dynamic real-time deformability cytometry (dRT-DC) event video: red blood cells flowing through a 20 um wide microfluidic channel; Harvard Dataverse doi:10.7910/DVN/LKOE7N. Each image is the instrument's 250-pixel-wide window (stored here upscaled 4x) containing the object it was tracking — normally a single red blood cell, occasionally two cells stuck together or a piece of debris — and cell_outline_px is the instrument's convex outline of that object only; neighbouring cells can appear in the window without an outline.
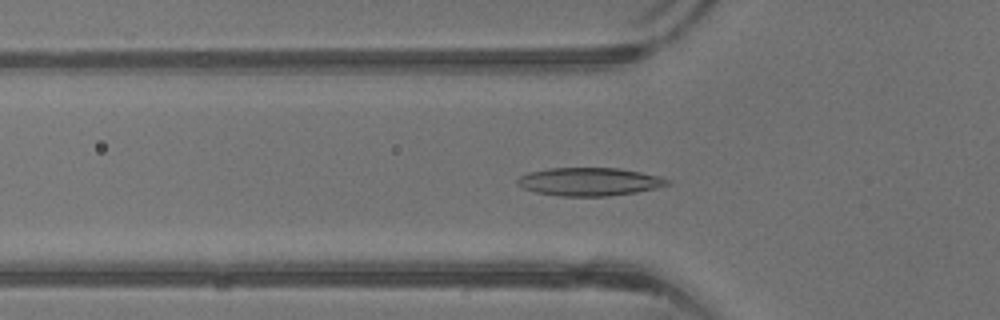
{"species": "common noctule bat (a hibernating species)", "species_latin": "Nyctalus noctula", "temperature_condition": "warm", "stored_images_in_passage": 37, "camera_frame_rate_fps": 3000, "um_per_image_px": 0.085, "animal": {"sex": "male", "body_mass_g": 13.3}, "frame": {"image": 1, "passage_image": 14, "time_ms": 4.333, "image_size_px": [1000, 320], "cell_outline_px": [[672, 184], [656, 188], [636, 192], [608, 196], [560, 196], [536, 192], [524, 188], [516, 184], [516, 180], [520, 176], [528, 172], [548, 168], [620, 168], [660, 176], [668, 180]], "centroid_in_image_um": [50.09, 15.44], "position_along_channel_um": 75.7, "area_um2": 24.62}}
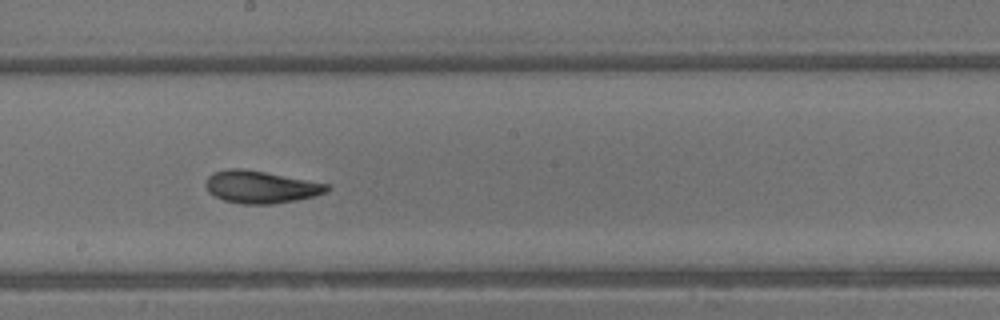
{"frame": {"image": 2, "passage_image": 23, "time_ms": 7.333, "image_size_px": [1000, 320], "cell_outline_px": [[328, 188], [324, 192], [312, 196], [296, 200], [272, 204], [240, 204], [224, 200], [208, 192], [204, 184], [208, 176], [212, 172], [228, 168], [240, 168], [264, 172], [328, 184]], "centroid_in_image_um": [22.07, 15.89], "position_along_channel_um": 226.1, "area_um2": 22.6}}
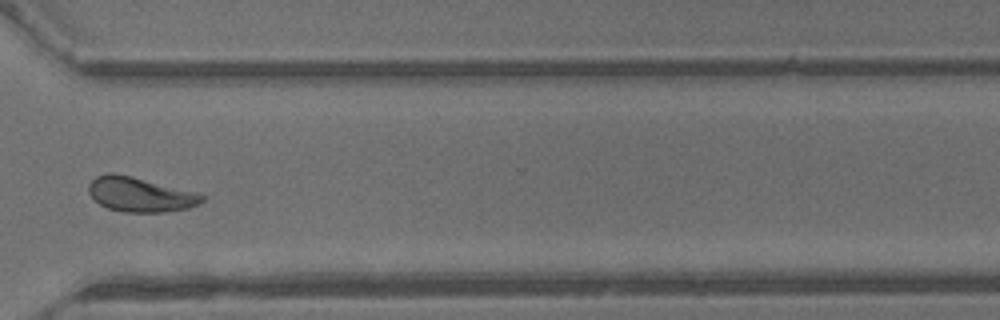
{"frame": {"image": 3, "passage_image": 31, "time_ms": 10.0, "image_size_px": [1000, 320], "cell_outline_px": [[204, 200], [188, 208], [164, 212], [124, 212], [108, 208], [100, 204], [88, 192], [88, 184], [96, 176], [108, 172], [112, 172], [200, 192], [204, 196]], "centroid_in_image_um": [11.92, 16.52], "position_along_channel_um": 358.7, "area_um2": 22.83}, "authors_computed_cell_mechanics": {"area_um2": 22.8888, "velocity_mm_per_s": 4.9901, "shape_relaxation_time_tau1_ms": 4.3042, "shape_relaxation_time_tau2_ms": 1.3528, "deformation_change_tau1": 0.155, "deformation_change_tau2": 0.0747}}